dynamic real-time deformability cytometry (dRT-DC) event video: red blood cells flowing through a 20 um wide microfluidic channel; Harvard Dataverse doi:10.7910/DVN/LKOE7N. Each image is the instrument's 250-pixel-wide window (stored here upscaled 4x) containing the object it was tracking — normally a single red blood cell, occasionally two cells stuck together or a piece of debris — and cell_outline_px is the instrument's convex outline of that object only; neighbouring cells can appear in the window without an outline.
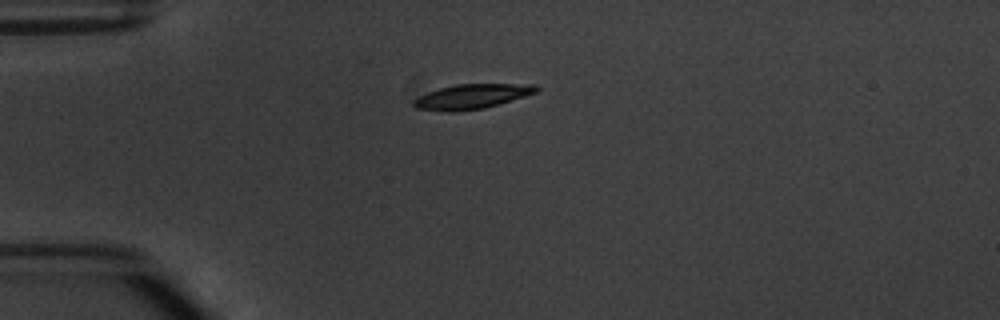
{"species": "common noctule bat (a hibernating species)", "species_latin": "Nyctalus noctula", "temperature_condition": "warm", "stored_images_in_passage": 2, "camera_frame_rate_fps": 3000, "um_per_image_px": 0.085, "animal": {"sex": "male", "body_mass_g": 20.1, "forearm_length_mm": 53.5}, "frame": {"image": 1, "passage_image": 2, "time_ms": 1.333, "image_size_px": [1000, 320], "cell_outline_px": [[540, 88], [536, 92], [524, 96], [484, 108], [452, 112], [448, 112], [416, 108], [412, 104], [412, 100], [428, 92], [440, 88], [456, 84], [532, 84]], "centroid_in_image_um": [40.07, 8.2], "position_along_channel_um": 44.9, "area_um2": 17.46}}